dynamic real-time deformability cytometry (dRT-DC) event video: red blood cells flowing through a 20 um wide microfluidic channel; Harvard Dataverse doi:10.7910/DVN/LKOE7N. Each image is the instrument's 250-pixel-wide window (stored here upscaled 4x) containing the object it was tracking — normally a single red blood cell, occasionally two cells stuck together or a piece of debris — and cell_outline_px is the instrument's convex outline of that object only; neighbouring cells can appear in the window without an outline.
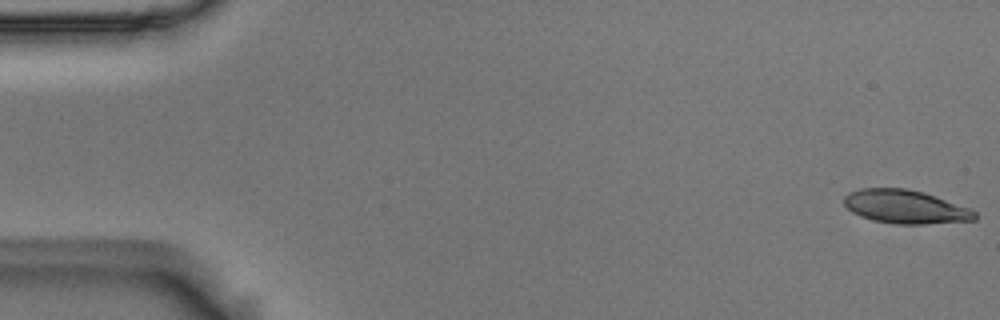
{"species": "Egyptian fruit bat (a non-hibernating species)", "species_latin": "Rousettus aegyptiacus", "temperature_condition": "room temperature", "stored_images_in_passage": 55, "camera_frame_rate_fps": 3000, "um_per_image_px": 0.085, "animal": {"sex": "male"}, "frame": {"image": 1, "passage_image": 1, "time_ms": 0.0, "image_size_px": [1000, 320], "cell_outline_px": [[976, 220], [924, 224], [896, 224], [872, 220], [860, 216], [852, 212], [844, 204], [844, 196], [848, 192], [860, 188], [908, 188], [924, 192], [972, 208], [976, 212]], "centroid_in_image_um": [76.97, 17.57], "position_along_channel_um": 8.0, "area_um2": 25.84}}
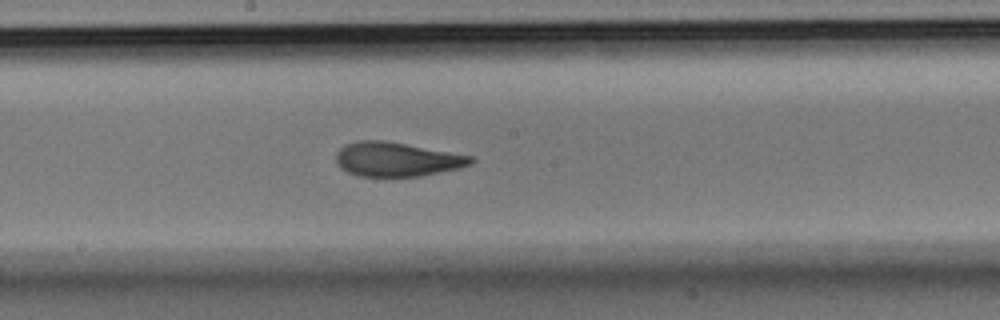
{"frame": {"image": 2, "passage_image": 29, "time_ms": 9.333, "image_size_px": [1000, 320], "cell_outline_px": [[476, 160], [472, 164], [460, 168], [420, 176], [360, 176], [348, 172], [340, 168], [336, 160], [336, 152], [344, 144], [356, 140], [384, 140], [472, 156]], "centroid_in_image_um": [33.71, 13.53], "position_along_channel_um": 214.5, "area_um2": 26.88}}
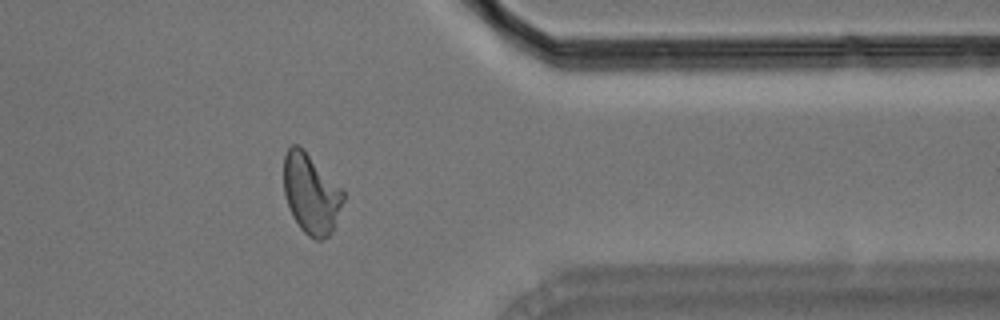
{"frame": {"image": 3, "passage_image": 44, "time_ms": 14.333, "image_size_px": [1000, 320], "cell_outline_px": [[344, 200], [332, 232], [328, 236], [320, 240], [316, 240], [308, 236], [300, 228], [292, 216], [284, 192], [284, 156], [288, 148], [292, 144], [300, 144], [344, 188]], "centroid_in_image_um": [26.46, 16.42], "position_along_channel_um": 384.9, "area_um2": 28.26}, "authors_computed_cell_mechanics": {"area_um2": 26.9348, "velocity_mm_per_s": 3.6762, "shape_relaxation_time_tau1_ms": 5.2695, "shape_relaxation_time_tau2_ms": 1.5583, "deformation_change_tau1": 0.1917, "deformation_change_tau2": 0.0919}}